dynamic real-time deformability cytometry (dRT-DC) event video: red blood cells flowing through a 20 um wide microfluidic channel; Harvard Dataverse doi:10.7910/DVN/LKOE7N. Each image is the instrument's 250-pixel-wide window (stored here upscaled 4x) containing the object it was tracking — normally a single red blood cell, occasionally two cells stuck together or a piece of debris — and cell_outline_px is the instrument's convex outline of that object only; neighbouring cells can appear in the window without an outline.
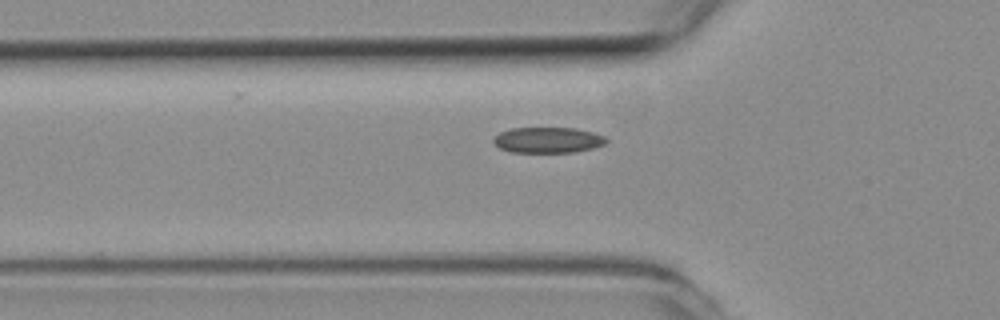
{"species": "common noctule bat (a hibernating species)", "species_latin": "Nyctalus noctula", "temperature_condition": "room temperature", "stored_images_in_passage": 29, "camera_frame_rate_fps": 3000, "um_per_image_px": 0.085, "animal": {"sex": "female", "body_mass_g": 19.3, "forearm_length_mm": 54.1}, "frame": {"image": 1, "passage_image": 6, "time_ms": 1.667, "image_size_px": [1000, 320], "cell_outline_px": [[608, 140], [604, 144], [592, 148], [572, 152], [512, 152], [500, 148], [492, 140], [500, 132], [512, 128], [576, 128], [592, 132], [604, 136]], "centroid_in_image_um": [46.57, 11.9], "position_along_channel_um": 79.2, "area_um2": 16.7}}
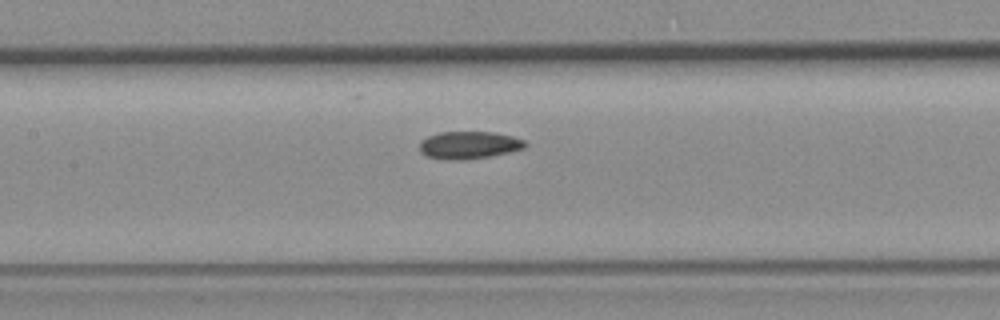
{"frame": {"image": 2, "passage_image": 13, "time_ms": 4.0, "image_size_px": [1000, 320], "cell_outline_px": [[528, 144], [524, 148], [508, 152], [488, 156], [460, 160], [456, 160], [428, 156], [420, 152], [420, 140], [428, 136], [440, 132], [492, 132], [512, 136], [524, 140]], "centroid_in_image_um": [39.86, 12.31], "position_along_channel_um": 167.5, "area_um2": 16.65}}
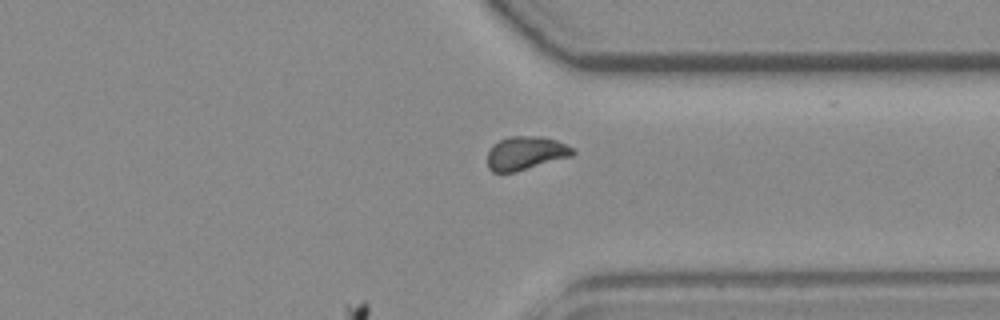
{"frame": {"image": 3, "passage_image": 29, "time_ms": 9.333, "image_size_px": [1000, 320], "cell_outline_px": [[576, 152], [572, 156], [512, 172], [492, 172], [488, 168], [488, 152], [492, 144], [508, 136], [540, 136], [556, 140], [572, 148]], "centroid_in_image_um": [44.65, 13.0], "position_along_channel_um": 366.7, "area_um2": 16.47}}